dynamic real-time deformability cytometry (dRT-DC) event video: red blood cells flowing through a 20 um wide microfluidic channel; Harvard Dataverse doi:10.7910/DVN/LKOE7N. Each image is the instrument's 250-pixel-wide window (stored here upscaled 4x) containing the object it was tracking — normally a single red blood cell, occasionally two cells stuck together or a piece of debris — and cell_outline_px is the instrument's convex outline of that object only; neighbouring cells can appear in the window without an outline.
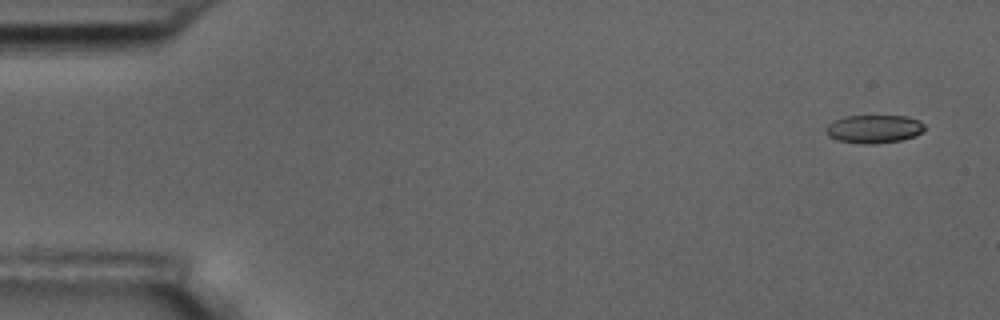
{"species": "common noctule bat (a hibernating species)", "species_latin": "Nyctalus noctula", "temperature_condition": "room temperature", "stored_images_in_passage": 5, "camera_frame_rate_fps": 3000, "um_per_image_px": 0.085, "animal": {"sex": "male", "body_mass_g": 17.5, "forearm_length_mm": 52.3}, "frame": {"image": 1, "passage_image": 1, "time_ms": 0.0, "image_size_px": [1000, 320], "cell_outline_px": [[928, 128], [912, 136], [900, 140], [872, 144], [864, 144], [840, 140], [828, 136], [824, 128], [832, 120], [844, 116], [908, 116], [920, 120]], "centroid_in_image_um": [74.28, 10.94], "position_along_channel_um": 10.7, "area_um2": 16.24}}
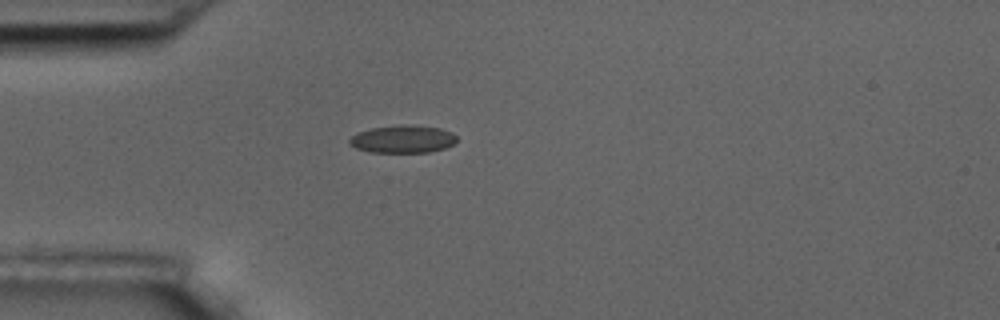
{"frame": {"image": 2, "passage_image": 4, "time_ms": 4.333, "image_size_px": [1000, 320], "cell_outline_px": [[456, 144], [444, 148], [428, 152], [368, 152], [356, 148], [348, 144], [348, 140], [356, 132], [372, 128], [404, 124], [440, 128], [452, 132], [456, 136]], "centroid_in_image_um": [34.22, 11.82], "position_along_channel_um": 50.8, "area_um2": 17.4}}